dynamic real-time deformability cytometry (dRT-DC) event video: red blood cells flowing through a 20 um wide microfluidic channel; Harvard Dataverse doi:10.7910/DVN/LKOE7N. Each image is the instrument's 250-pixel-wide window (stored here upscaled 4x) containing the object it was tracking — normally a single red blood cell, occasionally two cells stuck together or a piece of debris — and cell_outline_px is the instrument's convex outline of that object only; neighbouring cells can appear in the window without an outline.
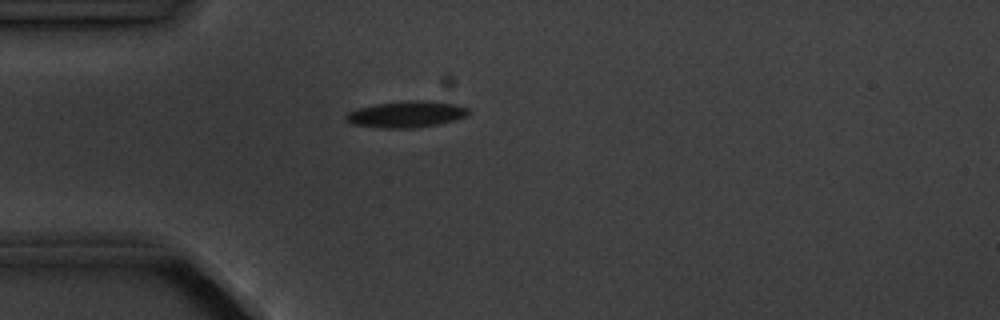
{"species": "common noctule bat (a hibernating species)", "species_latin": "Nyctalus noctula", "temperature_condition": "cold", "stored_images_in_passage": 5, "camera_frame_rate_fps": 3000, "um_per_image_px": 0.085, "animal": {"sex": "male", "body_mass_g": 20.1, "forearm_length_mm": 53.5}, "frame": {"image": 1, "passage_image": 4, "time_ms": 4.333, "image_size_px": [1000, 320], "cell_outline_px": [[468, 116], [436, 124], [416, 128], [380, 128], [352, 124], [344, 120], [344, 116], [348, 112], [356, 108], [376, 104], [408, 100], [428, 100], [456, 104], [468, 108]], "centroid_in_image_um": [34.49, 9.71], "position_along_channel_um": 50.5, "area_um2": 18.96}}